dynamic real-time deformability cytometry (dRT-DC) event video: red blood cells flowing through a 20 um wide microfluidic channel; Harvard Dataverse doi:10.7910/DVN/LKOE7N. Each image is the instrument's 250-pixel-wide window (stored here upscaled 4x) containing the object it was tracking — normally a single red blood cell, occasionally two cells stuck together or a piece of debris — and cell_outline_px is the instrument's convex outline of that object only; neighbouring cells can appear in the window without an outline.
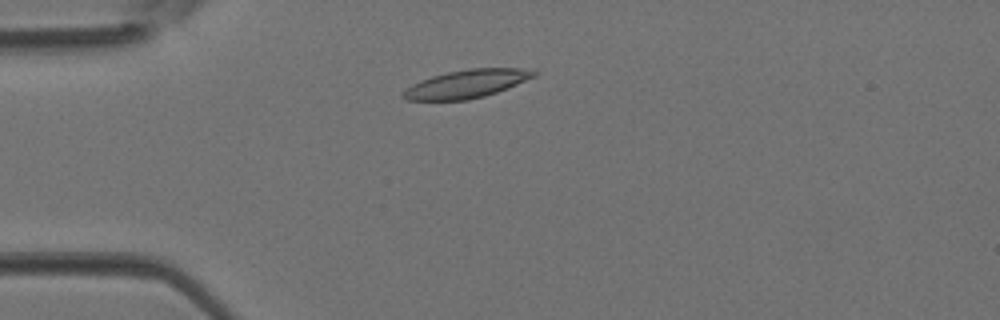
{"species": "Egyptian fruit bat (a non-hibernating species)", "species_latin": "Rousettus aegyptiacus", "temperature_condition": "room temperature", "stored_images_in_passage": 3, "segment_of_instrument_passage": [1, 2], "camera_frame_rate_fps": 3000, "um_per_image_px": 0.085, "animal": {"sex": "female"}, "frame": {"image": 1, "passage_image": 2, "time_ms": 0.333, "image_size_px": [1000, 320], "cell_outline_px": [[540, 72], [536, 76], [496, 92], [484, 96], [468, 100], [404, 100], [400, 96], [412, 84], [420, 80], [432, 76], [448, 72], [468, 68], [520, 68]], "centroid_in_image_um": [39.65, 7.12], "position_along_channel_um": 45.3, "area_um2": 21.33}}